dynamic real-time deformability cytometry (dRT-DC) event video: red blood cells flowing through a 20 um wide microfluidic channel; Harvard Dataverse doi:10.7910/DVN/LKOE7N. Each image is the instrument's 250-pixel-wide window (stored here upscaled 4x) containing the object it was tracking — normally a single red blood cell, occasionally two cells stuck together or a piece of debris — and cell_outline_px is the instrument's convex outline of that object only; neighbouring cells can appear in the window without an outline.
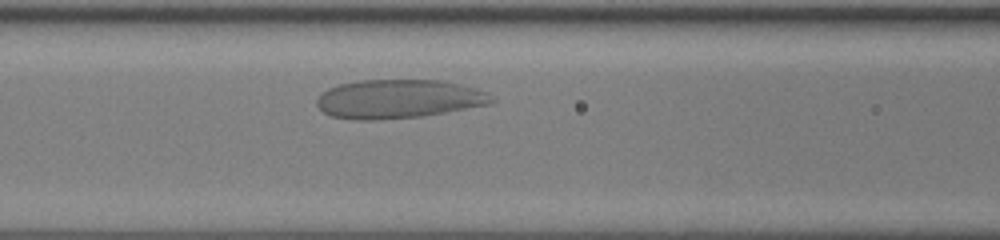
{"species": "human", "species_latin": "Homo sapiens", "temperature_condition": "room temperature", "stored_images_in_passage": 29, "camera_frame_rate_fps": 3000, "um_per_image_px": 0.085, "donor": {"sex": "female"}, "frame": {"image": 1, "passage_image": 9, "time_ms": 2.667, "image_size_px": [1000, 240], "cell_outline_px": [[496, 100], [492, 104], [424, 116], [376, 120], [352, 120], [332, 116], [324, 112], [316, 104], [316, 100], [328, 88], [340, 84], [360, 80], [440, 80], [476, 88], [488, 92]], "centroid_in_image_um": [33.92, 8.42], "position_along_channel_um": 132.7, "area_um2": 39.71}}
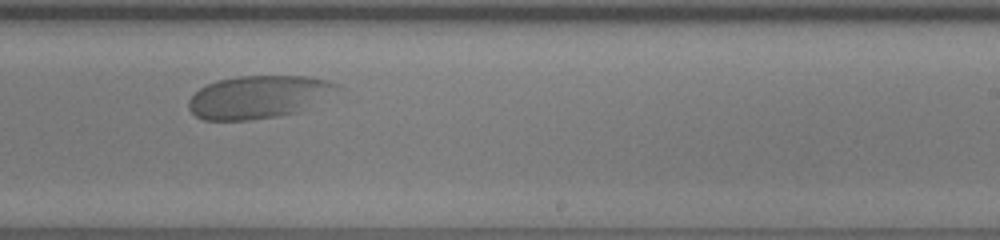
{"frame": {"image": 2, "passage_image": 19, "time_ms": 6.0, "image_size_px": [1000, 240], "cell_outline_px": [[344, 88], [300, 112], [280, 116], [248, 120], [204, 120], [196, 116], [188, 108], [188, 100], [200, 88], [208, 84], [220, 80], [240, 76], [308, 76], [328, 80], [340, 84]], "centroid_in_image_um": [22.04, 8.24], "position_along_channel_um": 267.0, "area_um2": 37.28}}
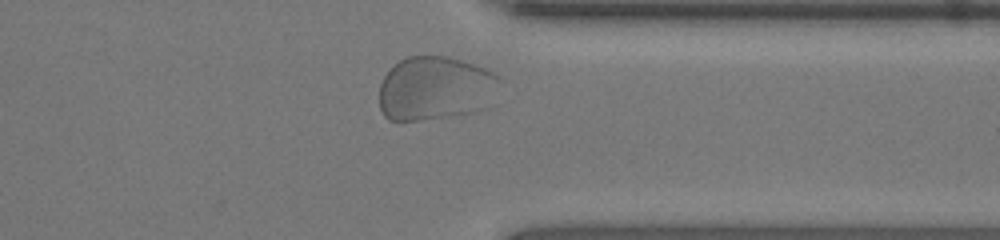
{"frame": {"image": 3, "passage_image": 27, "time_ms": 8.667, "image_size_px": [1000, 240], "cell_outline_px": [[496, 76], [480, 108], [472, 112], [448, 116], [416, 120], [388, 120], [384, 116], [380, 108], [380, 84], [384, 76], [400, 60], [408, 56], [444, 56], [460, 60], [484, 68], [492, 72]], "centroid_in_image_um": [36.81, 7.5], "position_along_channel_um": 374.6, "area_um2": 42.89}, "authors_computed_cell_mechanics": {"area_um2": 39.0728, "velocity_mm_per_s": 4.0378, "shape_relaxation_time_tau1_ms": 3.9093, "shape_relaxation_time_tau2_ms": null, "deformation_change_tau1": 0.1498, "deformation_change_tau2": null}}